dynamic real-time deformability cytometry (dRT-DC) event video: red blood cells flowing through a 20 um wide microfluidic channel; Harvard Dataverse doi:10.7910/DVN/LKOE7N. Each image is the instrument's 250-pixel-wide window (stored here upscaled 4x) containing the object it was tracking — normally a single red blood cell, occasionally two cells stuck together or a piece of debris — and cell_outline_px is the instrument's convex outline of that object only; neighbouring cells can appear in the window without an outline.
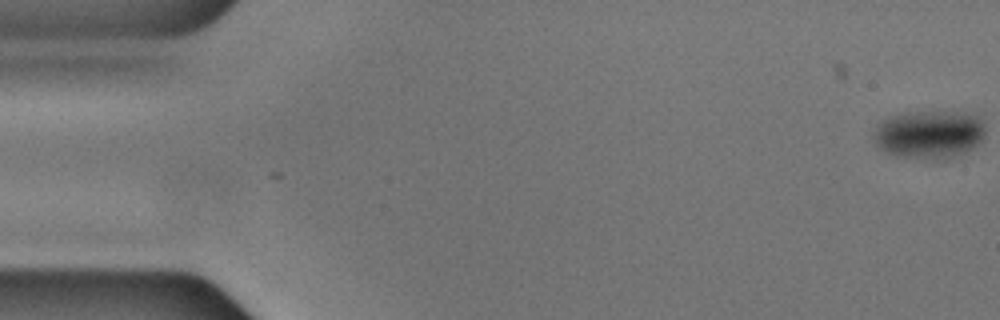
{"species": "common noctule bat (a hibernating species)", "species_latin": "Nyctalus noctula", "temperature_condition": "cold", "stored_images_in_passage": 56, "camera_frame_rate_fps": 3000, "um_per_image_px": 0.085, "animal": {"sex": "male", "body_mass_g": 17.9, "forearm_length_mm": 54.2}, "frame": {"image": 1, "passage_image": 1, "time_ms": 0.0, "image_size_px": [1000, 320], "cell_outline_px": [[984, 140], [972, 148], [948, 160], [936, 160], [896, 156], [884, 152], [872, 140], [872, 136], [876, 124], [880, 120], [904, 112], [964, 112], [980, 116], [984, 120]], "centroid_in_image_um": [78.97, 11.43], "position_along_channel_um": 6.0, "area_um2": 32.19}}
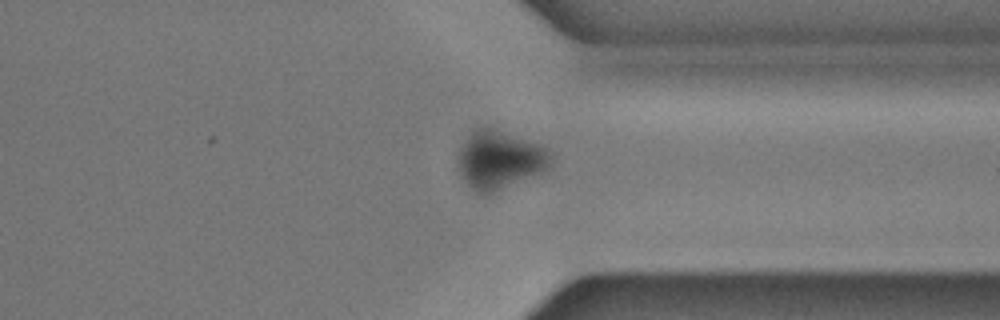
{"frame": {"image": 2, "passage_image": 43, "time_ms": 14.0, "image_size_px": [1000, 320], "cell_outline_px": [[556, 160], [540, 172], [484, 196], [476, 192], [468, 184], [460, 172], [456, 164], [456, 156], [460, 148], [472, 132], [476, 128], [488, 128], [548, 148], [556, 156]], "centroid_in_image_um": [42.46, 13.61], "position_along_channel_um": 368.9, "area_um2": 30.87}}
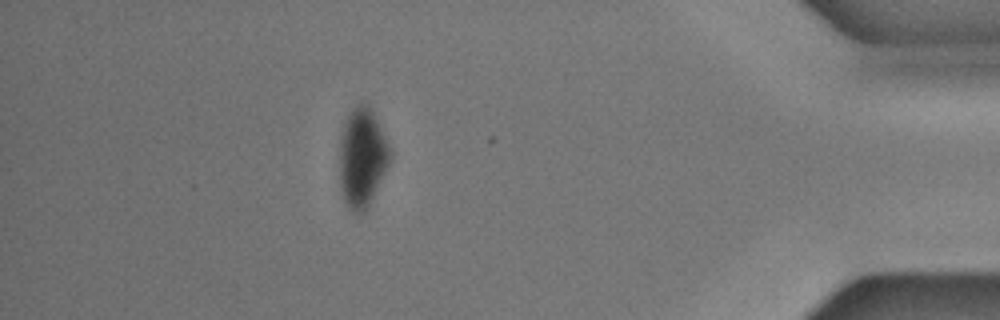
{"frame": {"image": 3, "passage_image": 50, "time_ms": 16.333, "image_size_px": [1000, 320], "cell_outline_px": [[392, 156], [364, 212], [352, 212], [348, 208], [344, 200], [340, 188], [340, 140], [344, 120], [352, 108], [360, 100], [368, 104], [392, 148]], "centroid_in_image_um": [30.77, 13.32], "position_along_channel_um": 404.4, "area_um2": 29.07}}